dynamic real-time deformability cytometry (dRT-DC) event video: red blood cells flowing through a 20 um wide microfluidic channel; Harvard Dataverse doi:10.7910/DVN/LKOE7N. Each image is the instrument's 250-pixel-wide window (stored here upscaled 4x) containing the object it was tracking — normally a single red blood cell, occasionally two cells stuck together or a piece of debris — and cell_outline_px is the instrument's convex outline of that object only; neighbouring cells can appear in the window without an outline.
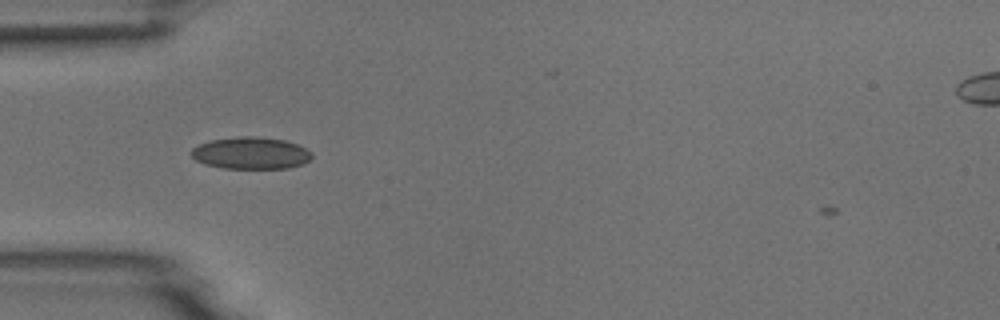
{"species": "common noctule bat (a hibernating species)", "species_latin": "Nyctalus noctula", "temperature_condition": "room temperature", "stored_images_in_passage": 3, "camera_frame_rate_fps": 3000, "um_per_image_px": 0.085, "animal": {"sex": "male", "body_mass_g": 18.8}, "frame": {"image": 1, "passage_image": 1, "time_ms": 0.0, "image_size_px": [1000, 320], "cell_outline_px": [[312, 156], [304, 164], [288, 168], [224, 168], [204, 164], [196, 160], [192, 156], [192, 148], [200, 144], [212, 140], [244, 136], [252, 136], [284, 140], [296, 144], [312, 152]], "centroid_in_image_um": [21.33, 13.02], "position_along_channel_um": 63.7, "area_um2": 22.2}}